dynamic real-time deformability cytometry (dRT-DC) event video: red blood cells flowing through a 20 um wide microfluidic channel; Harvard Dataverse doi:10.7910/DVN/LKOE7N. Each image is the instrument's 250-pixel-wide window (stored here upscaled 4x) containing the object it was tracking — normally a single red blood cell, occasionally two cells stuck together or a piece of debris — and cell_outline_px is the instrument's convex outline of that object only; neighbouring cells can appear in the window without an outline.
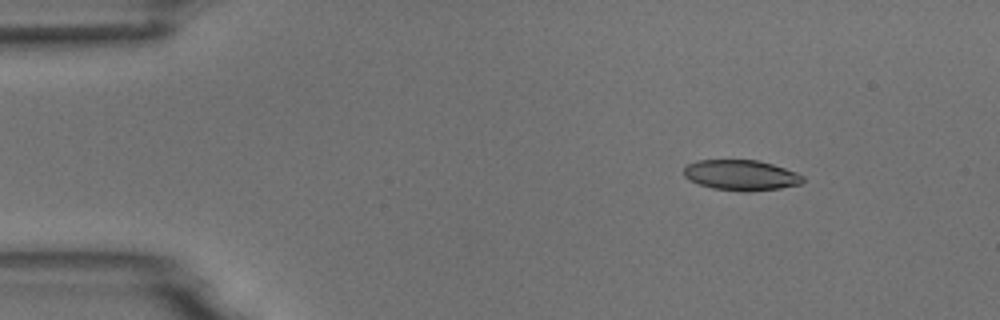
{"species": "common noctule bat (a hibernating species)", "species_latin": "Nyctalus noctula", "temperature_condition": "room temperature", "stored_images_in_passage": 5, "camera_frame_rate_fps": 3000, "um_per_image_px": 0.085, "animal": {"sex": "male", "body_mass_g": 18.8}, "frame": {"image": 1, "passage_image": 1, "time_ms": 0.0, "image_size_px": [1000, 320], "cell_outline_px": [[804, 180], [800, 184], [780, 188], [748, 192], [744, 192], [712, 188], [688, 180], [684, 176], [684, 168], [688, 164], [696, 160], [756, 160], [772, 164], [796, 172], [804, 176]], "centroid_in_image_um": [62.98, 14.89], "position_along_channel_um": 22.0, "area_um2": 21.15}}